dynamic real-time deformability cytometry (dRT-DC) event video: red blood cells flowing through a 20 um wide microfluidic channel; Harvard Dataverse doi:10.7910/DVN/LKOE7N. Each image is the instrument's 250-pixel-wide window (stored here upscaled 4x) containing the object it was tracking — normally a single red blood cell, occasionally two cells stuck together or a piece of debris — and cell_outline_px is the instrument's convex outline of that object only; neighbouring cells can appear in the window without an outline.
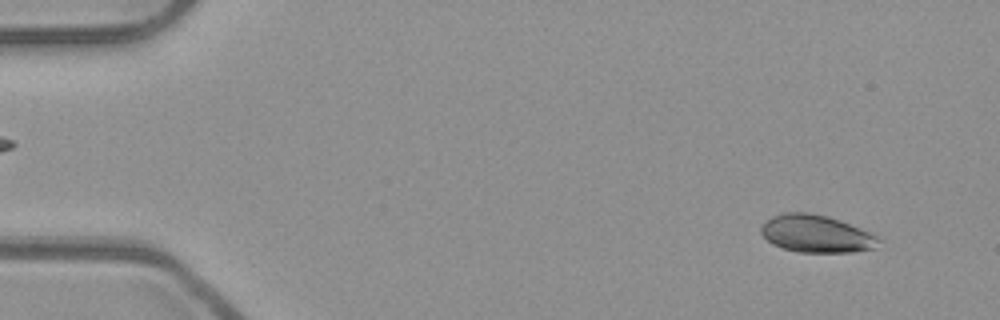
{"species": "common noctule bat (a hibernating species)", "species_latin": "Nyctalus noctula", "temperature_condition": "room temperature", "stored_images_in_passage": 52, "camera_frame_rate_fps": 3000, "um_per_image_px": 0.085, "animal": {"sex": "male", "body_mass_g": 23.1, "forearm_length_mm": 52.7}, "frame": {"image": 1, "passage_image": 4, "time_ms": 1.0, "image_size_px": [1000, 320], "cell_outline_px": [[884, 240], [876, 248], [852, 252], [800, 252], [784, 248], [772, 244], [760, 232], [760, 224], [772, 216], [784, 212], [808, 212], [828, 216], [840, 220], [860, 228]], "centroid_in_image_um": [69.38, 19.86], "position_along_channel_um": 15.6, "area_um2": 25.84}}
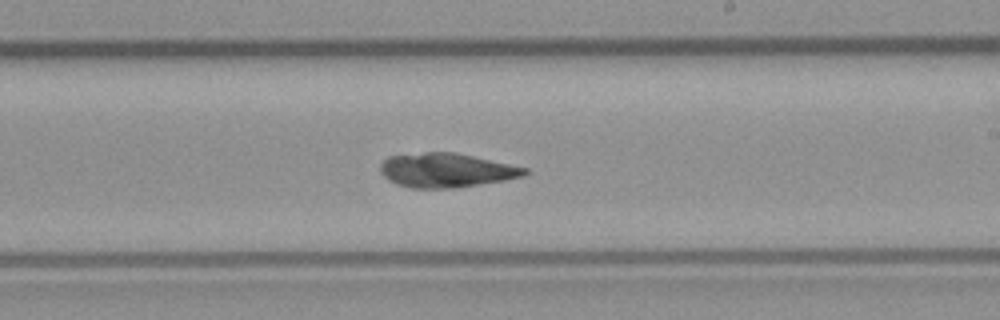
{"frame": {"image": 2, "passage_image": 31, "time_ms": 10.0, "image_size_px": [1000, 320], "cell_outline_px": [[528, 172], [524, 176], [504, 180], [452, 188], [412, 188], [396, 184], [388, 180], [380, 172], [380, 164], [388, 156], [424, 152], [456, 152], [528, 168]], "centroid_in_image_um": [37.91, 14.46], "position_along_channel_um": 251.1, "area_um2": 28.73}}
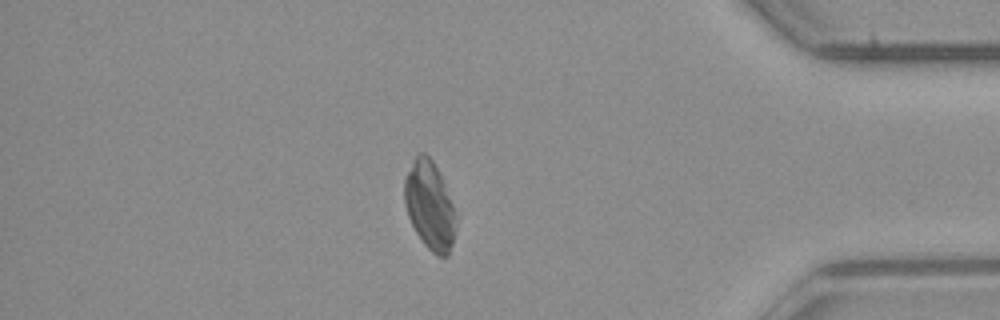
{"frame": {"image": 3, "passage_image": 45, "time_ms": 14.667, "image_size_px": [1000, 320], "cell_outline_px": [[456, 232], [448, 256], [436, 256], [420, 240], [408, 216], [404, 204], [404, 180], [416, 156], [420, 152], [424, 152], [432, 160], [444, 184], [452, 204], [456, 216]], "centroid_in_image_um": [36.52, 17.52], "position_along_channel_um": 398.7, "area_um2": 26.18}, "authors_computed_cell_mechanics": {"area_um2": 27.8307, "velocity_mm_per_s": 3.9353, "shape_relaxation_time_tau1_ms": null, "shape_relaxation_time_tau2_ms": 1.5638, "deformation_change_tau1": null, "deformation_change_tau2": 0.0513}}